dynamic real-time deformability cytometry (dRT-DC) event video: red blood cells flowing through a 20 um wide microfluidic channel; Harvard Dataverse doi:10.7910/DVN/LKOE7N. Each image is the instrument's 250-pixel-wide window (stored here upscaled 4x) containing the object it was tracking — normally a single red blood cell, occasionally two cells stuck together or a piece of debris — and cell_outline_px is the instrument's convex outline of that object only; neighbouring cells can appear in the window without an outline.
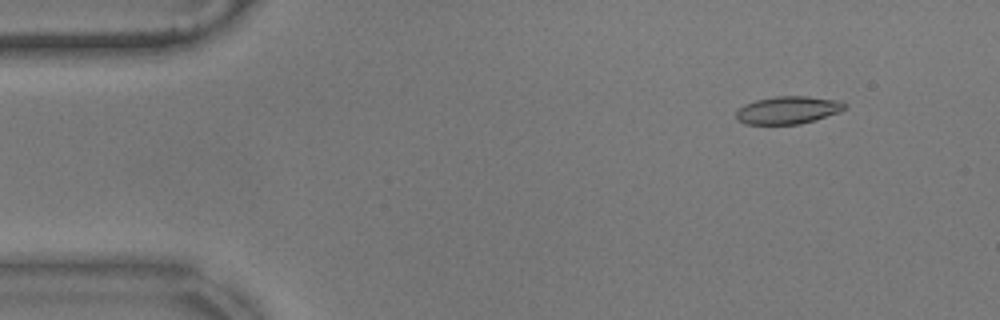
{"species": "common noctule bat (a hibernating species)", "species_latin": "Nyctalus noctula", "temperature_condition": "warm", "stored_images_in_passage": 56, "camera_frame_rate_fps": 3000, "um_per_image_px": 0.085, "animal": {"sex": "male", "body_mass_g": 17.9}, "frame": {"image": 1, "passage_image": 6, "time_ms": 1.667, "image_size_px": [1000, 320], "cell_outline_px": [[848, 104], [840, 112], [816, 120], [800, 124], [744, 124], [736, 120], [736, 112], [744, 104], [756, 100], [776, 96], [808, 96], [840, 100]], "centroid_in_image_um": [66.99, 9.36], "position_along_channel_um": 18.0, "area_um2": 17.69}}
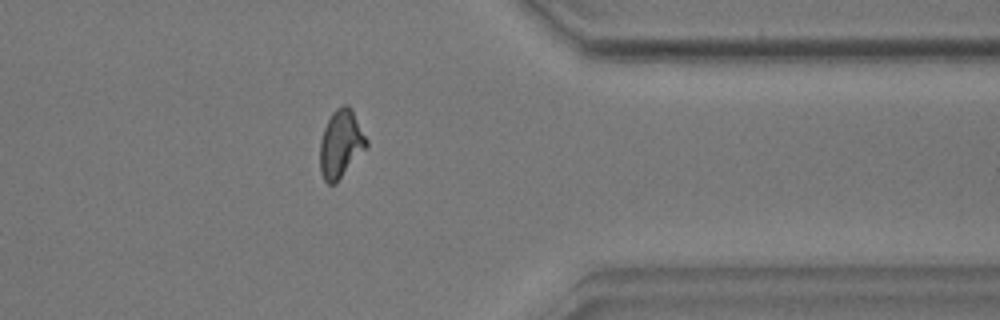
{"frame": {"image": 2, "passage_image": 45, "time_ms": 14.667, "image_size_px": [1000, 320], "cell_outline_px": [[368, 148], [336, 184], [328, 184], [324, 180], [320, 172], [320, 140], [324, 128], [332, 112], [336, 108], [344, 104], [348, 104], [352, 108], [368, 140]], "centroid_in_image_um": [28.99, 12.24], "position_along_channel_um": 382.4, "area_um2": 18.84}}
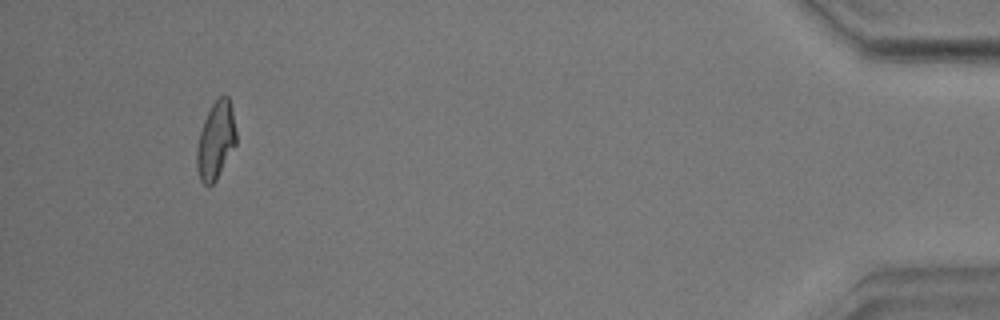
{"frame": {"image": 3, "passage_image": 53, "time_ms": 17.333, "image_size_px": [1000, 320], "cell_outline_px": [[236, 144], [216, 180], [208, 188], [200, 180], [196, 168], [196, 148], [200, 132], [204, 120], [212, 104], [220, 96], [228, 96], [232, 108], [236, 132]], "centroid_in_image_um": [18.33, 11.97], "position_along_channel_um": 416.9, "area_um2": 17.8}, "authors_computed_cell_mechanics": {"area_um2": 17.6001, "velocity_mm_per_s": 3.5524, "shape_relaxation_time_tau1_ms": null, "shape_relaxation_time_tau2_ms": 3.0211, "deformation_change_tau1": null, "deformation_change_tau2": 0.103}}